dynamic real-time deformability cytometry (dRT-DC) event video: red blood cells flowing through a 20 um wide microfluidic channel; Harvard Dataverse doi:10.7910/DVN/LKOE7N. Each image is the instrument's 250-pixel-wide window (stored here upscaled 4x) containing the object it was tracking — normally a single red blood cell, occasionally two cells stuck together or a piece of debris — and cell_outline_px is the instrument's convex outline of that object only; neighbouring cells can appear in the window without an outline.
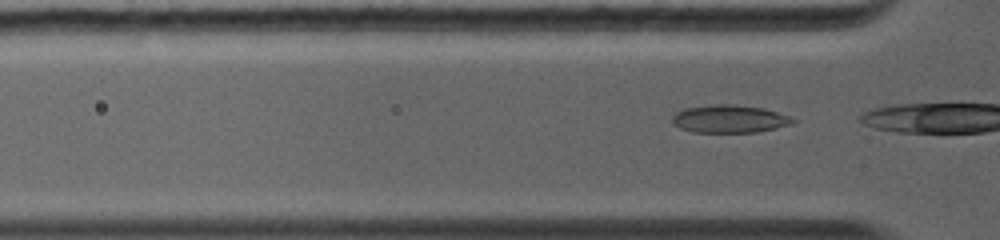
{"species": "common noctule bat (a hibernating species)", "species_latin": "Nyctalus noctula", "temperature_condition": "warm", "stored_images_in_passage": 4, "camera_frame_rate_fps": 5000, "um_per_image_px": 0.085, "animal": {"sex": "female", "body_mass_g": 19.0, "forearm_length_mm": 56.7}, "frame": {"image": 1, "passage_image": 2, "time_ms": 0.2, "image_size_px": [1000, 240], "cell_outline_px": [[796, 120], [792, 124], [756, 132], [692, 132], [680, 128], [672, 124], [672, 116], [676, 112], [684, 108], [712, 104], [732, 104], [764, 108], [788, 116]], "centroid_in_image_um": [61.95, 10.1], "position_along_channel_um": 63.8, "area_um2": 19.54}}